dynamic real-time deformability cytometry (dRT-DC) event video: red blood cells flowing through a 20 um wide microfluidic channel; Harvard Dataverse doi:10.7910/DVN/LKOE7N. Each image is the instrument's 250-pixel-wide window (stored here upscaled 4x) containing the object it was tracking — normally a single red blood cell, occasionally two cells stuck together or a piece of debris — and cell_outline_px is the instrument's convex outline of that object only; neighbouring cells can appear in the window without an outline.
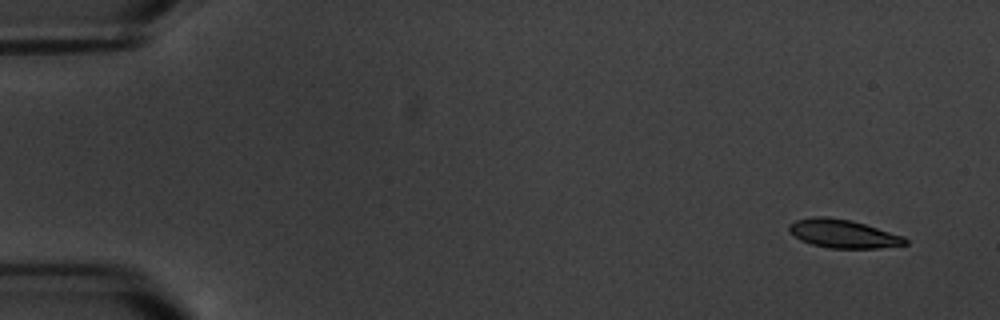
{"species": "common noctule bat (a hibernating species)", "species_latin": "Nyctalus noctula", "temperature_condition": "warm", "stored_images_in_passage": 7, "camera_frame_rate_fps": 3000, "um_per_image_px": 0.085, "animal": {"sex": "male", "body_mass_g": 20.1, "forearm_length_mm": 53.5}, "frame": {"image": 1, "passage_image": 1, "time_ms": 0.0, "image_size_px": [1000, 320], "cell_outline_px": [[908, 244], [880, 248], [828, 248], [812, 244], [800, 240], [788, 232], [788, 224], [796, 220], [816, 216], [828, 216], [852, 220], [904, 236], [908, 240]], "centroid_in_image_um": [71.65, 19.86], "position_along_channel_um": 13.4, "area_um2": 19.42}}
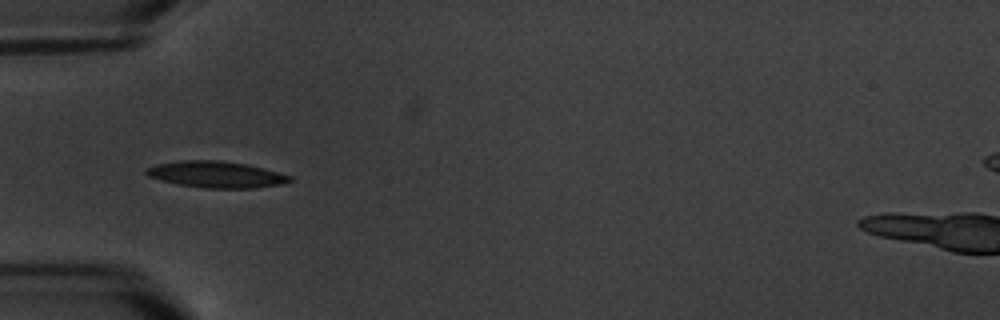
{"frame": {"image": 2, "passage_image": 5, "time_ms": 5.333, "image_size_px": [1000, 320], "cell_outline_px": [[292, 180], [280, 184], [252, 188], [204, 188], [176, 184], [160, 180], [148, 176], [144, 172], [144, 168], [156, 164], [180, 160], [220, 160], [248, 164], [292, 176]], "centroid_in_image_um": [18.31, 14.82], "position_along_channel_um": 66.7, "area_um2": 22.2}}
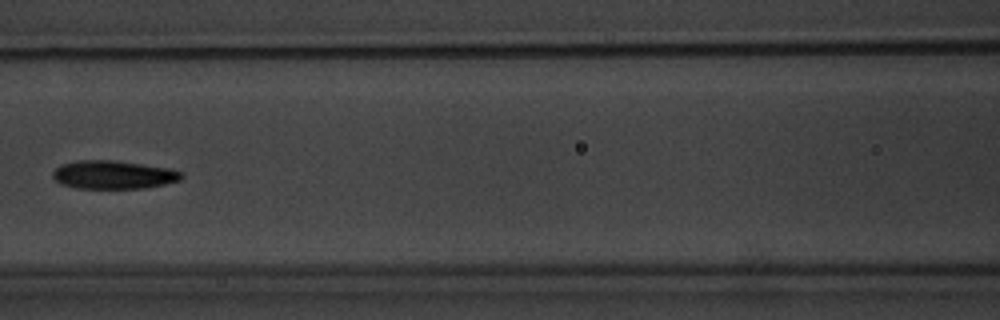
{"frame": {"image": 3, "passage_image": 7, "time_ms": 8.0, "image_size_px": [1000, 320], "cell_outline_px": [[184, 176], [180, 180], [164, 184], [144, 188], [76, 188], [60, 184], [52, 176], [52, 172], [60, 164], [76, 160], [112, 160], [172, 168], [184, 172]], "centroid_in_image_um": [9.65, 14.84], "position_along_channel_um": 157.0, "area_um2": 21.44}}